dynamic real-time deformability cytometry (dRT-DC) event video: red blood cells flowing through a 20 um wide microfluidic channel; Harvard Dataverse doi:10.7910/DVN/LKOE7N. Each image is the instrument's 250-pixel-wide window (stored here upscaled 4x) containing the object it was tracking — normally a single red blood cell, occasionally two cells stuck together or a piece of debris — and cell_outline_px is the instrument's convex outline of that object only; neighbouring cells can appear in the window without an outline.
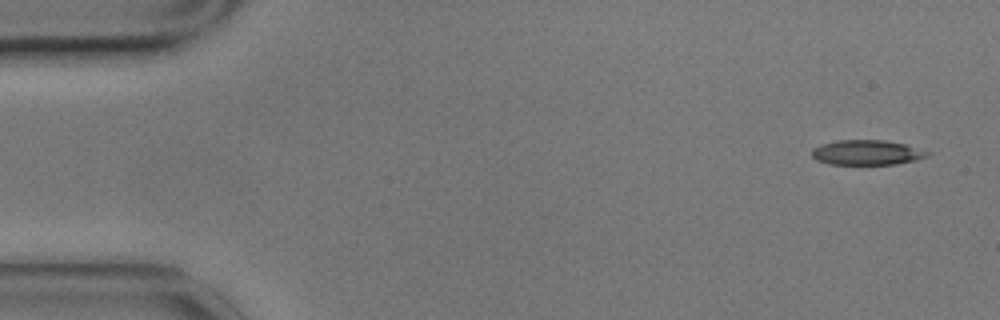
{"species": "common noctule bat (a hibernating species)", "species_latin": "Nyctalus noctula", "temperature_condition": "cold", "stored_images_in_passage": 3, "camera_frame_rate_fps": 3000, "um_per_image_px": 0.085, "animal": {"sex": "male", "body_mass_g": 17.9}, "frame": {"image": 1, "passage_image": 1, "time_ms": 0.0, "image_size_px": [1000, 320], "cell_outline_px": [[932, 152], [928, 156], [916, 160], [896, 164], [828, 164], [816, 160], [812, 156], [812, 148], [820, 144], [836, 140], [884, 140], [904, 144]], "centroid_in_image_um": [73.67, 12.96], "position_along_channel_um": 11.3, "area_um2": 16.88}}